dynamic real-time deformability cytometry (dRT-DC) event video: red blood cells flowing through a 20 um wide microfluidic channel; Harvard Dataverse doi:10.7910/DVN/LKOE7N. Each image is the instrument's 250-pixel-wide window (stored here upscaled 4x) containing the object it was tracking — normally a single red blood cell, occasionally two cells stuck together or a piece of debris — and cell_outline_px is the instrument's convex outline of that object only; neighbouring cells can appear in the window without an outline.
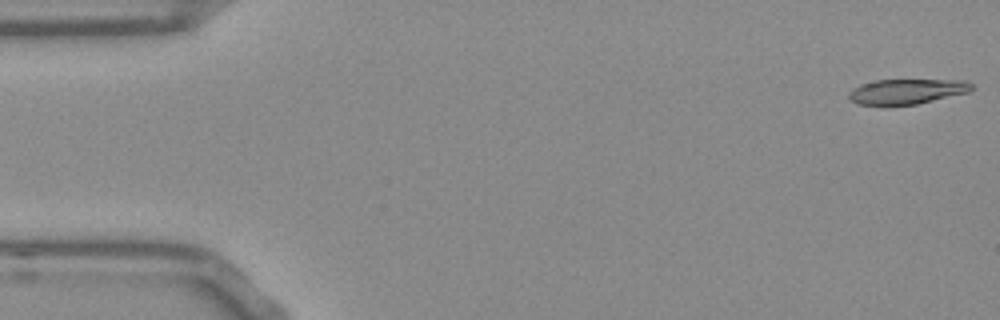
{"species": "Egyptian fruit bat (a non-hibernating species)", "species_latin": "Rousettus aegyptiacus", "temperature_condition": "room temperature", "stored_images_in_passage": 53, "camera_frame_rate_fps": 3000, "um_per_image_px": 0.085, "frame": {"image": 1, "passage_image": 1, "time_ms": 0.0, "image_size_px": [1000, 320], "cell_outline_px": [[972, 88], [968, 92], [916, 104], [856, 104], [848, 96], [848, 92], [852, 88], [860, 84], [876, 80], [968, 80], [972, 84]], "centroid_in_image_um": [77.07, 7.75], "position_along_channel_um": 7.9, "area_um2": 17.69}}
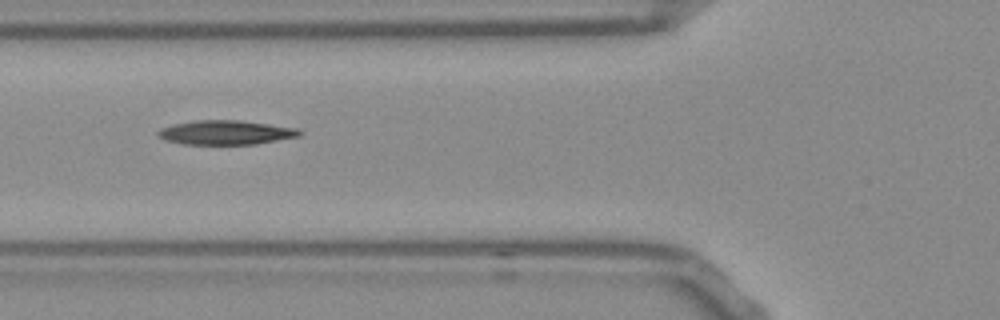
{"frame": {"image": 2, "passage_image": 19, "time_ms": 6.0, "image_size_px": [1000, 320], "cell_outline_px": [[304, 132], [300, 136], [256, 144], [184, 144], [164, 140], [156, 132], [160, 128], [172, 124], [196, 120], [240, 120], [296, 128]], "centroid_in_image_um": [19.18, 11.26], "position_along_channel_um": 106.6, "area_um2": 20.0}}
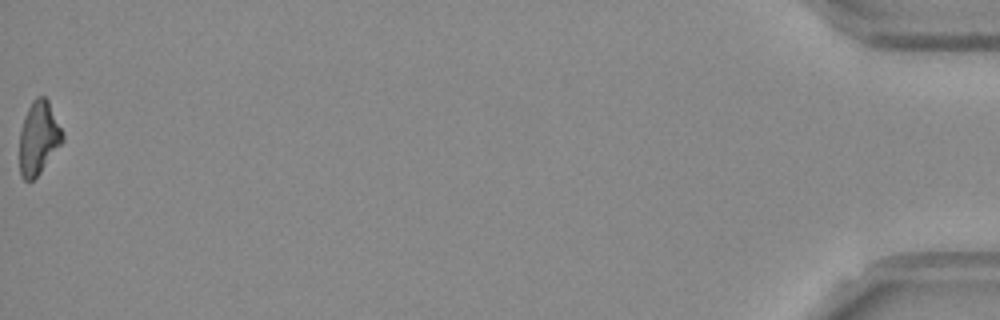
{"frame": {"image": 3, "passage_image": 53, "time_ms": 17.333, "image_size_px": [1000, 320], "cell_outline_px": [[64, 140], [40, 172], [32, 180], [24, 180], [20, 176], [20, 128], [24, 116], [32, 100], [36, 96], [44, 96], [48, 100], [64, 132]], "centroid_in_image_um": [3.28, 11.69], "position_along_channel_um": 431.9, "area_um2": 18.38}, "authors_computed_cell_mechanics": {"area_um2": 19.5942, "velocity_mm_per_s": 3.8037, "shape_relaxation_time_tau1_ms": 10.0109, "shape_relaxation_time_tau2_ms": null, "deformation_change_tau1": 0.2179, "deformation_change_tau2": null}}